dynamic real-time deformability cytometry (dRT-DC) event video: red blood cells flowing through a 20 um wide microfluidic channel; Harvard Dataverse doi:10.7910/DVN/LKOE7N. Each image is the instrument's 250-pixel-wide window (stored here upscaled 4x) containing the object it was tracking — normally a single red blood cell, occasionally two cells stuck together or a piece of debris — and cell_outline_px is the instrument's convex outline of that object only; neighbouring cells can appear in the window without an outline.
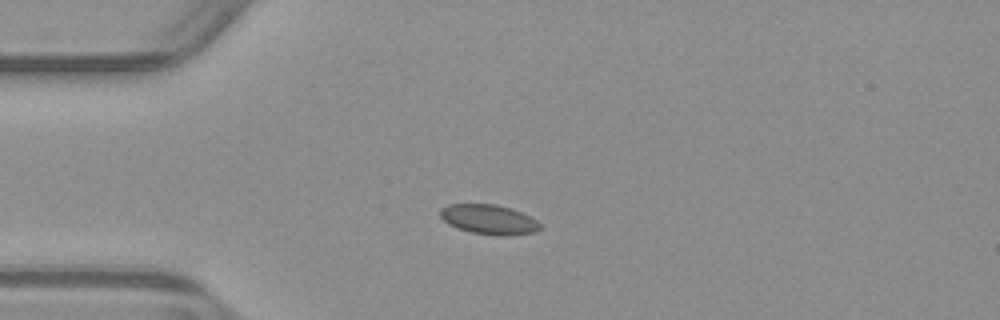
{"species": "common noctule bat (a hibernating species)", "species_latin": "Nyctalus noctula", "temperature_condition": "warm", "stored_images_in_passage": 41, "camera_frame_rate_fps": 3000, "um_per_image_px": 0.085, "animal": {"sex": "male", "body_mass_g": 23.1, "forearm_length_mm": 52.7}, "frame": {"image": 1, "passage_image": 1, "time_ms": 0.0, "image_size_px": [1000, 320], "cell_outline_px": [[544, 228], [536, 232], [512, 236], [496, 236], [472, 232], [448, 224], [440, 216], [440, 208], [448, 204], [496, 204], [512, 208], [536, 220]], "centroid_in_image_um": [41.59, 18.66], "position_along_channel_um": 43.4, "area_um2": 17.46}}
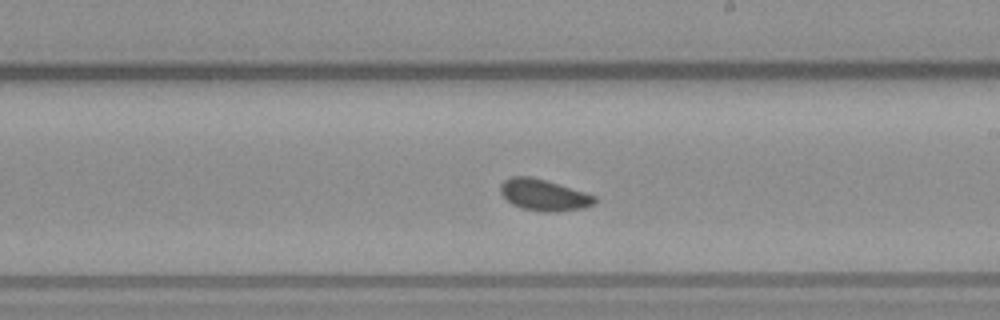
{"frame": {"image": 2, "passage_image": 18, "time_ms": 5.667, "image_size_px": [1000, 320], "cell_outline_px": [[596, 200], [592, 204], [584, 208], [556, 212], [540, 212], [520, 208], [512, 204], [500, 192], [500, 184], [504, 180], [512, 176], [532, 176], [584, 192], [596, 196]], "centroid_in_image_um": [46.2, 16.58], "position_along_channel_um": 242.8, "area_um2": 17.22}}
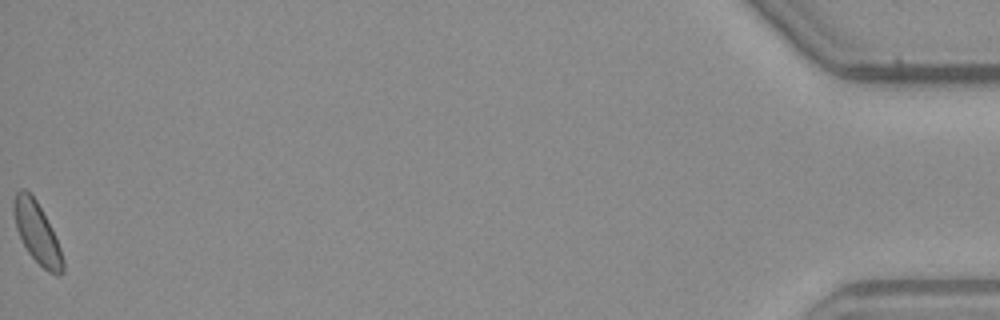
{"frame": {"image": 3, "passage_image": 41, "time_ms": 13.333, "image_size_px": [1000, 320], "cell_outline_px": [[64, 272], [60, 276], [56, 276], [48, 272], [28, 252], [16, 228], [12, 208], [12, 200], [16, 192], [20, 188], [24, 188], [36, 200], [60, 248], [64, 260]], "centroid_in_image_um": [3.13, 19.8], "position_along_channel_um": 432.1, "area_um2": 17.11}, "authors_computed_cell_mechanics": {"area_um2": 16.9354, "velocity_mm_per_s": 3.8848, "shape_relaxation_time_tau1_ms": 6.1272, "shape_relaxation_time_tau2_ms": null, "deformation_change_tau1": 0.0641, "deformation_change_tau2": null}}